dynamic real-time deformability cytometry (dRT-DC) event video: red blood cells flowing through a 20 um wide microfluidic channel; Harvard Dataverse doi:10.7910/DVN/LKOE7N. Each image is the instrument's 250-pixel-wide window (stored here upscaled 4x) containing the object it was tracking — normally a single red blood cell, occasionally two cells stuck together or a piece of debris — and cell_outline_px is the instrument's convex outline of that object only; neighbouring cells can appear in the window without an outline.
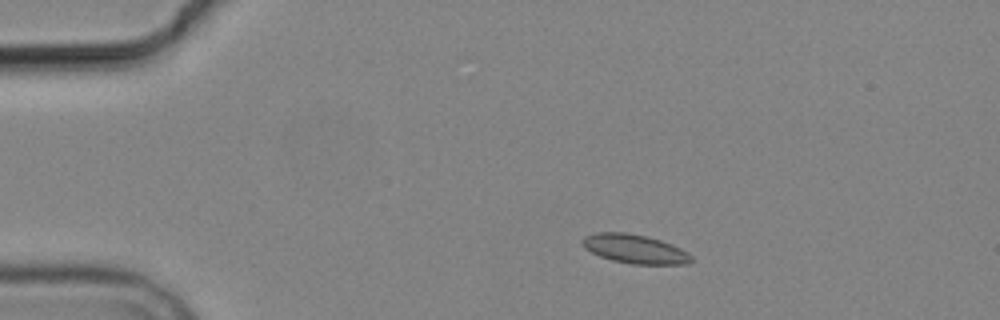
{"species": "common noctule bat (a hibernating species)", "species_latin": "Nyctalus noctula", "temperature_condition": "cold", "stored_images_in_passage": 6, "camera_frame_rate_fps": 3000, "um_per_image_px": 0.085, "animal": {"sex": "male", "body_mass_g": 19.2, "forearm_length_mm": 51.8}, "frame": {"image": 1, "passage_image": 2, "time_ms": 1.333, "image_size_px": [1000, 320], "cell_outline_px": [[692, 260], [688, 264], [632, 264], [612, 260], [600, 256], [584, 248], [584, 236], [596, 232], [624, 232], [644, 236], [660, 240], [672, 244], [688, 252], [692, 256]], "centroid_in_image_um": [53.98, 21.16], "position_along_channel_um": 31.0, "area_um2": 18.21}}
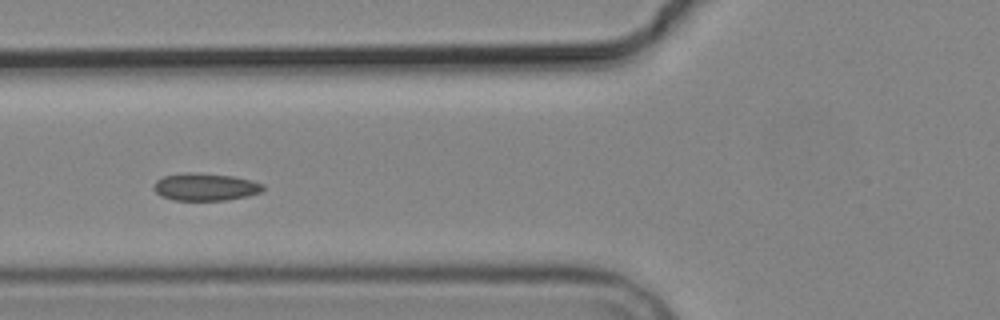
{"frame": {"image": 2, "passage_image": 5, "time_ms": 5.0, "image_size_px": [1000, 320], "cell_outline_px": [[264, 188], [260, 192], [248, 196], [224, 200], [172, 200], [160, 196], [152, 188], [156, 180], [164, 176], [188, 172], [232, 176], [252, 180], [264, 184]], "centroid_in_image_um": [17.43, 15.89], "position_along_channel_um": 108.4, "area_um2": 17.46}}
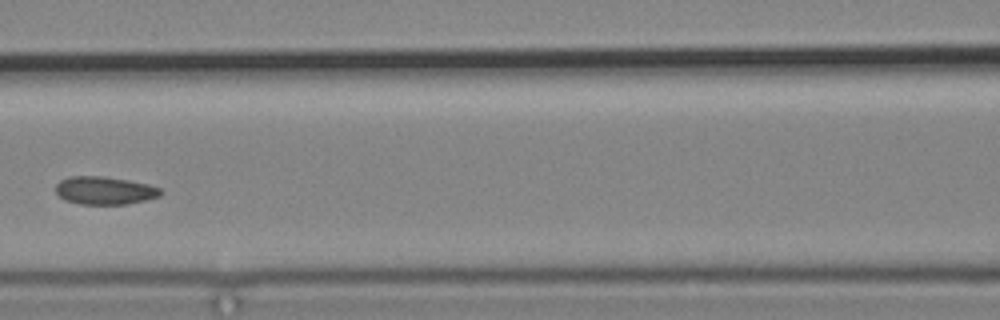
{"frame": {"image": 3, "passage_image": 6, "time_ms": 6.333, "image_size_px": [1000, 320], "cell_outline_px": [[160, 196], [128, 204], [80, 204], [64, 200], [56, 192], [56, 184], [60, 180], [68, 176], [104, 176], [128, 180], [148, 184], [160, 188]], "centroid_in_image_um": [8.86, 16.19], "position_along_channel_um": 157.7, "area_um2": 17.05}}